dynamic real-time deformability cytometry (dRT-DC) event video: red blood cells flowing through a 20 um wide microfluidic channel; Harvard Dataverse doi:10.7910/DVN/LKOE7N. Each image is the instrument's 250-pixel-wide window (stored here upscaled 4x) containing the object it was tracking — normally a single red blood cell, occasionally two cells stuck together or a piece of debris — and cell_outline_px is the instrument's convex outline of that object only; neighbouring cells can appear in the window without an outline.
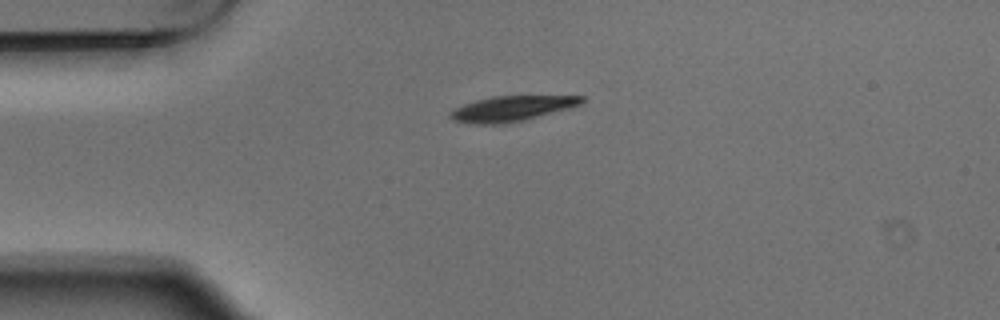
{"species": "Egyptian fruit bat (a non-hibernating species)", "species_latin": "Rousettus aegyptiacus", "temperature_condition": "warm", "stored_images_in_passage": 5, "camera_frame_rate_fps": 3000, "um_per_image_px": 0.085, "animal": {"sex": "male"}, "frame": {"image": 1, "passage_image": 1, "time_ms": 0.0, "image_size_px": [1000, 320], "cell_outline_px": [[584, 100], [580, 104], [568, 108], [504, 124], [476, 124], [452, 120], [448, 116], [456, 108], [464, 104], [476, 100], [492, 96], [584, 96]], "centroid_in_image_um": [43.45, 9.22], "position_along_channel_um": 41.6, "area_um2": 18.84}}
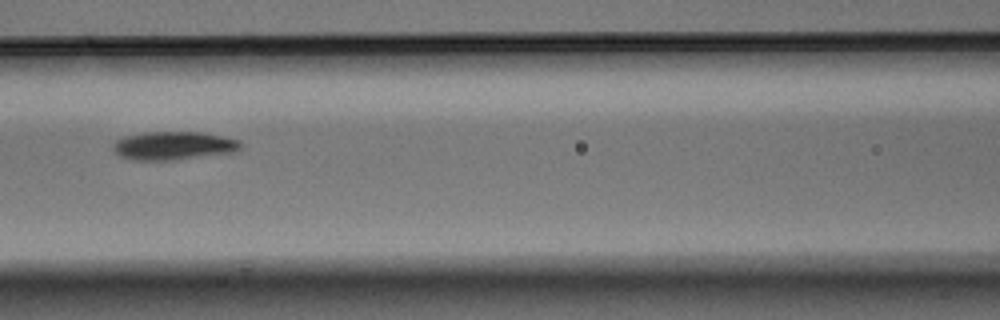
{"frame": {"image": 2, "passage_image": 4, "time_ms": 1.0, "image_size_px": [1000, 320], "cell_outline_px": [[244, 144], [240, 152], [176, 160], [132, 160], [120, 156], [112, 148], [112, 144], [116, 140], [124, 136], [144, 132], [204, 132], [240, 140]], "centroid_in_image_um": [14.83, 12.39], "position_along_channel_um": 151.8, "area_um2": 21.62}}
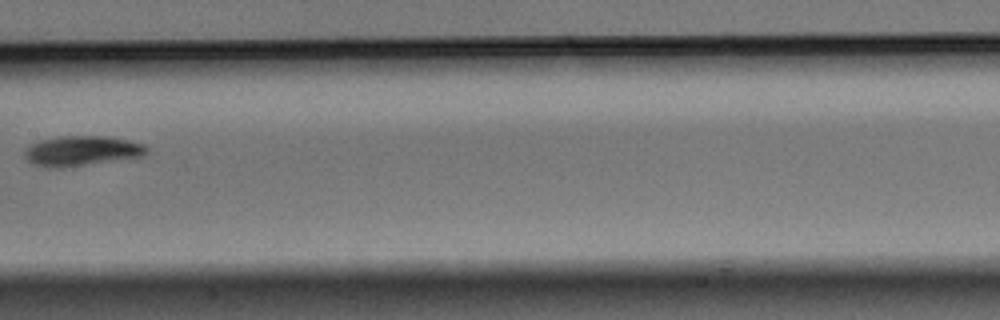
{"frame": {"image": 3, "passage_image": 5, "time_ms": 1.333, "image_size_px": [1000, 320], "cell_outline_px": [[148, 148], [144, 156], [64, 168], [44, 168], [32, 164], [24, 156], [24, 148], [40, 140], [56, 136], [112, 136], [144, 144]], "centroid_in_image_um": [6.91, 12.83], "position_along_channel_um": 200.5, "area_um2": 21.73}}